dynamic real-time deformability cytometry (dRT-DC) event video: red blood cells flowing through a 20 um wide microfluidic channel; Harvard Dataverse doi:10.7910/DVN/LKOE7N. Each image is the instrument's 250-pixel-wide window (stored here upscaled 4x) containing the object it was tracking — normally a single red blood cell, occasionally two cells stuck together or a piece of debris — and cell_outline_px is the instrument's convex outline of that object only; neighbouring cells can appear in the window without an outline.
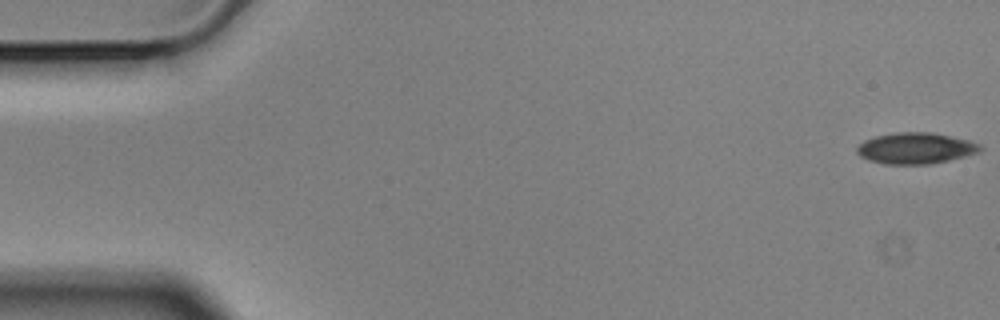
{"species": "Egyptian fruit bat (a non-hibernating species)", "species_latin": "Rousettus aegyptiacus", "temperature_condition": "cold", "stored_images_in_passage": 56, "camera_frame_rate_fps": 3000, "um_per_image_px": 0.085, "animal": {"sex": "male"}, "frame": {"image": 1, "passage_image": 1, "time_ms": 0.0, "image_size_px": [1000, 320], "cell_outline_px": [[984, 148], [980, 152], [948, 160], [928, 164], [884, 164], [868, 160], [860, 156], [856, 152], [856, 148], [864, 140], [876, 136], [896, 132], [932, 132], [968, 140], [980, 144]], "centroid_in_image_um": [77.82, 12.6], "position_along_channel_um": 7.2, "area_um2": 22.37}}
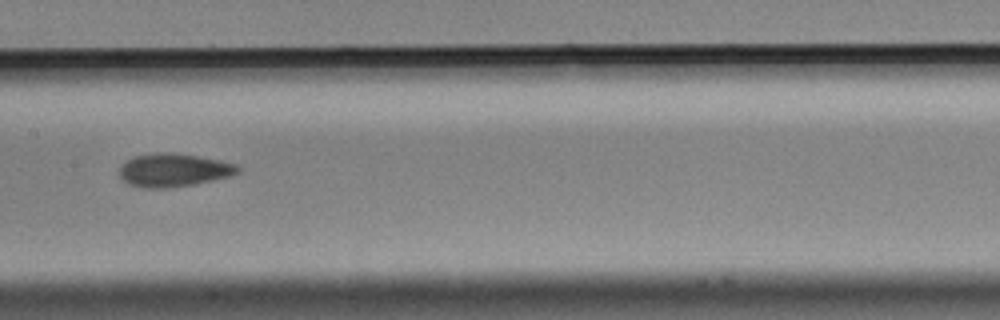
{"frame": {"image": 2, "passage_image": 28, "time_ms": 9.0, "image_size_px": [1000, 320], "cell_outline_px": [[240, 172], [232, 176], [196, 184], [164, 188], [144, 188], [128, 184], [120, 176], [120, 168], [128, 160], [136, 156], [156, 152], [172, 152], [220, 160], [236, 164], [240, 168]], "centroid_in_image_um": [14.8, 14.46], "position_along_channel_um": 192.6, "area_um2": 22.89}}
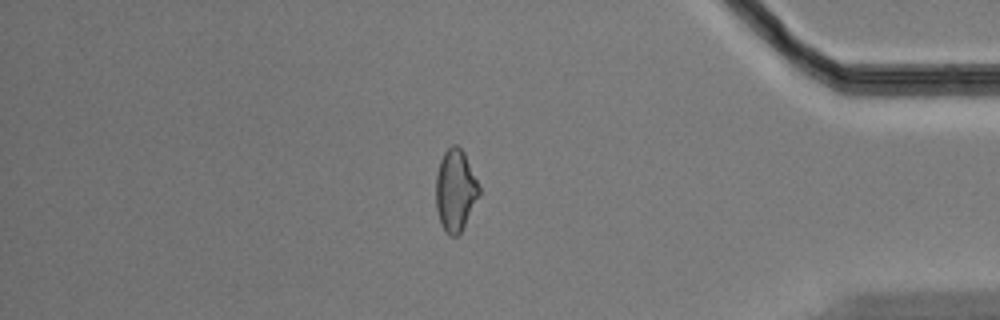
{"frame": {"image": 3, "passage_image": 48, "time_ms": 15.667, "image_size_px": [1000, 320], "cell_outline_px": [[480, 192], [460, 232], [456, 236], [448, 236], [444, 232], [440, 224], [436, 208], [436, 176], [440, 160], [444, 152], [452, 144], [456, 144], [464, 152], [480, 188]], "centroid_in_image_um": [38.67, 16.18], "position_along_channel_um": 396.5, "area_um2": 20.35}, "authors_computed_cell_mechanics": {"area_um2": 22.0218, "velocity_mm_per_s": 3.5427, "shape_relaxation_time_tau1_ms": 8.5232, "shape_relaxation_time_tau2_ms": 4.252, "deformation_change_tau1": 0.1255, "deformation_change_tau2": 0.1169}}